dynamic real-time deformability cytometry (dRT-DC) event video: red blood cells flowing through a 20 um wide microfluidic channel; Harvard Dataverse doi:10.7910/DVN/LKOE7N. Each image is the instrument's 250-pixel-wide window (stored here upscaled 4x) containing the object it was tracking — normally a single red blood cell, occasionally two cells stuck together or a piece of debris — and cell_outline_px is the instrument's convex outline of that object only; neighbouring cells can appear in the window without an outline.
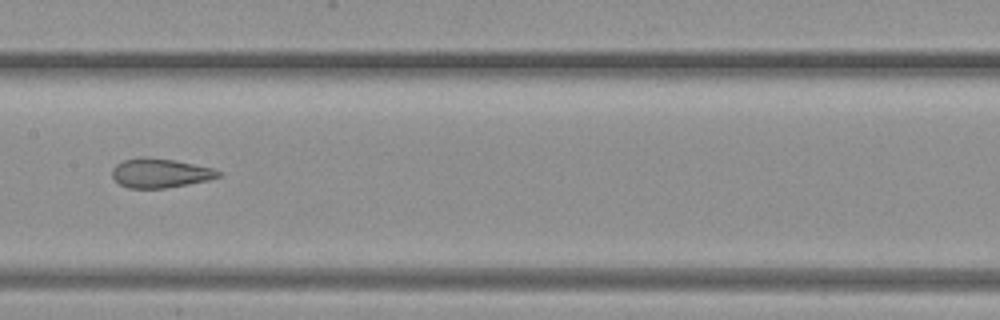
{"species": "common noctule bat (a hibernating species)", "species_latin": "Nyctalus noctula", "temperature_condition": "warm", "stored_images_in_passage": 32, "camera_frame_rate_fps": 3000, "um_per_image_px": 0.085, "animal": {"sex": "female", "body_mass_g": 19.3, "forearm_length_mm": 54.1}, "frame": {"image": 1, "passage_image": 10, "time_ms": 3.0, "image_size_px": [1000, 320], "cell_outline_px": [[220, 176], [208, 180], [188, 184], [164, 188], [128, 188], [120, 184], [112, 176], [112, 168], [116, 164], [124, 160], [144, 156], [148, 156], [172, 160], [212, 168], [220, 172]], "centroid_in_image_um": [13.57, 14.71], "position_along_channel_um": 193.8, "area_um2": 17.92}}